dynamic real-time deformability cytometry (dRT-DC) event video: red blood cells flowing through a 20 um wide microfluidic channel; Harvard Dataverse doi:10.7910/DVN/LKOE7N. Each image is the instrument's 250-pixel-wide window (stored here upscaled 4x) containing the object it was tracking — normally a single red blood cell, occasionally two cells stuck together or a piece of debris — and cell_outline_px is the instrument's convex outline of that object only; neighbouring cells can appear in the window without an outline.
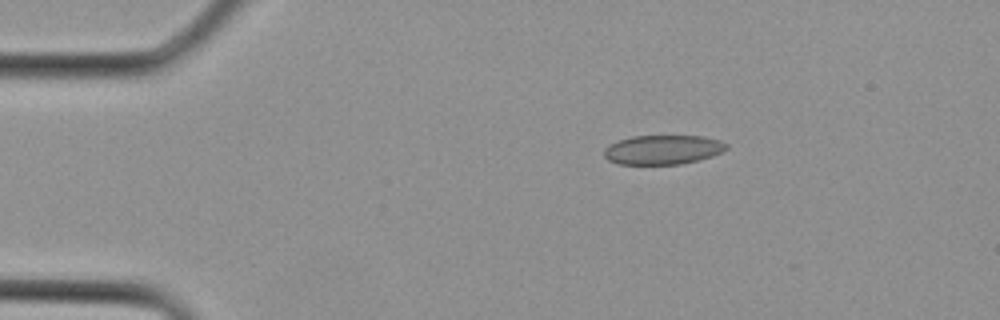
{"species": "Egyptian fruit bat (a non-hibernating species)", "species_latin": "Rousettus aegyptiacus", "temperature_condition": "cold", "stored_images_in_passage": 3, "camera_frame_rate_fps": 3000, "um_per_image_px": 0.085, "animal": {"sex": "female"}, "frame": {"image": 1, "passage_image": 2, "time_ms": 0.333, "image_size_px": [1000, 320], "cell_outline_px": [[728, 148], [712, 156], [680, 164], [616, 164], [608, 160], [604, 156], [604, 148], [608, 144], [632, 136], [704, 136], [720, 140], [728, 144]], "centroid_in_image_um": [56.32, 12.72], "position_along_channel_um": 28.7, "area_um2": 20.92}}